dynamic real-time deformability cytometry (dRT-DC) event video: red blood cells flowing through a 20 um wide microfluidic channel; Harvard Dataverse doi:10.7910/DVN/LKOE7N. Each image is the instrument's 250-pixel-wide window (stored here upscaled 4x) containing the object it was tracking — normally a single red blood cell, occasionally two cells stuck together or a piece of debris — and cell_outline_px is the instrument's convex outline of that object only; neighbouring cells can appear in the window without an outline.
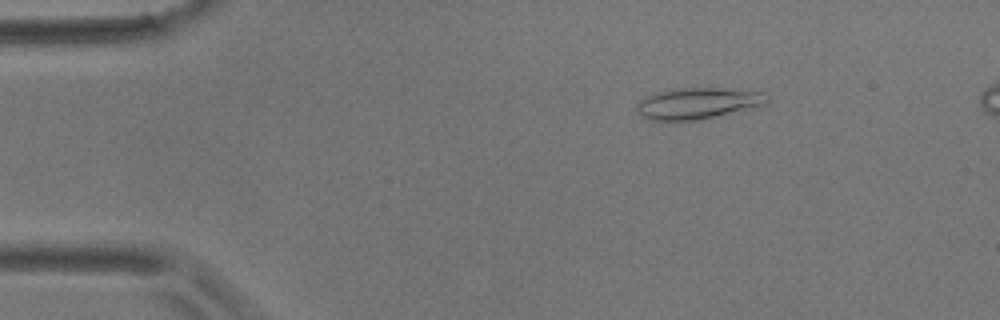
{"species": "common noctule bat (a hibernating species)", "species_latin": "Nyctalus noctula", "temperature_condition": "room temperature", "stored_images_in_passage": 5, "camera_frame_rate_fps": 3000, "um_per_image_px": 0.085, "animal": {"sex": "male", "body_mass_g": 17.9}, "frame": {"image": 1, "passage_image": 1, "time_ms": 0.0, "image_size_px": [1000, 320], "cell_outline_px": [[768, 104], [700, 120], [648, 120], [640, 116], [636, 112], [636, 104], [640, 100], [656, 92], [676, 88], [720, 88], [768, 92]], "centroid_in_image_um": [59.32, 8.78], "position_along_channel_um": 25.7, "area_um2": 23.99}}